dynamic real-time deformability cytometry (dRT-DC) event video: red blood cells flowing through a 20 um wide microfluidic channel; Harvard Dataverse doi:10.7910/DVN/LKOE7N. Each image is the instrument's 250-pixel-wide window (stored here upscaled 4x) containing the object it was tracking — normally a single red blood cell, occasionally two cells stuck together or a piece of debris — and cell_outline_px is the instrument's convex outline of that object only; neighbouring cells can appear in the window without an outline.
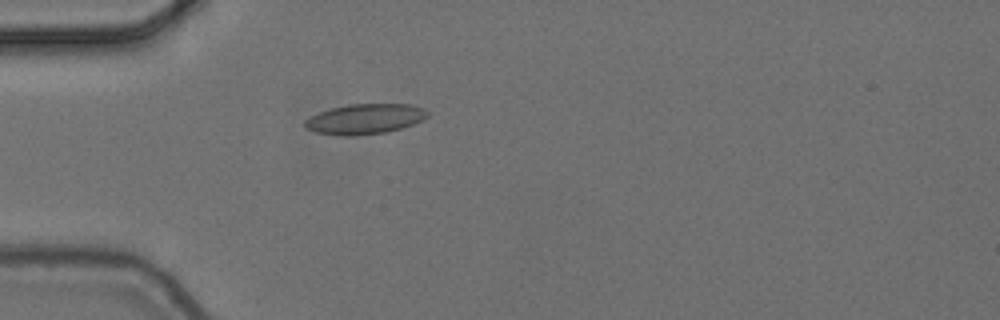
{"species": "common noctule bat (a hibernating species)", "species_latin": "Nyctalus noctula", "temperature_condition": "cold", "stored_images_in_passage": 1, "camera_frame_rate_fps": 3000, "um_per_image_px": 0.085, "animal": {"sex": "female", "body_mass_g": 24.6, "forearm_length_mm": 56.2}, "frame": {"image": 1, "passage_image": 1, "time_ms": 0.0, "image_size_px": [1000, 320], "cell_outline_px": [[428, 116], [424, 120], [400, 128], [384, 132], [356, 136], [340, 136], [316, 132], [308, 128], [304, 124], [304, 120], [320, 112], [332, 108], [348, 104], [412, 104], [424, 108], [428, 112]], "centroid_in_image_um": [31.04, 10.11], "position_along_channel_um": 54.0, "area_um2": 21.5}}